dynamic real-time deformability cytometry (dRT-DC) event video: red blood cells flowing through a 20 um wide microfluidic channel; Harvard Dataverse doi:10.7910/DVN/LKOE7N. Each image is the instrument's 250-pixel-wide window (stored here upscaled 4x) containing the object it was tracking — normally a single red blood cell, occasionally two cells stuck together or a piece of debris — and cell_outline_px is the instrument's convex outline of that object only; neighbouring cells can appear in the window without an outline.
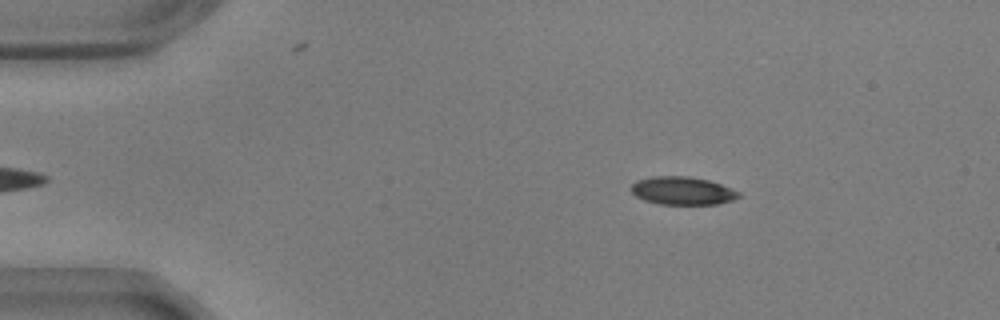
{"species": "common noctule bat (a hibernating species)", "species_latin": "Nyctalus noctula", "temperature_condition": "warm", "stored_images_in_passage": 50, "camera_frame_rate_fps": 3000, "um_per_image_px": 0.085, "animal": {"sex": "male", "body_mass_g": 17.9, "forearm_length_mm": 54.2}, "frame": {"image": 1, "passage_image": 4, "time_ms": 1.0, "image_size_px": [1000, 320], "cell_outline_px": [[740, 196], [732, 200], [716, 204], [660, 204], [644, 200], [636, 196], [632, 192], [632, 184], [636, 180], [652, 176], [688, 176], [708, 180], [720, 184], [740, 192]], "centroid_in_image_um": [57.99, 16.21], "position_along_channel_um": 27.0, "area_um2": 17.46}}
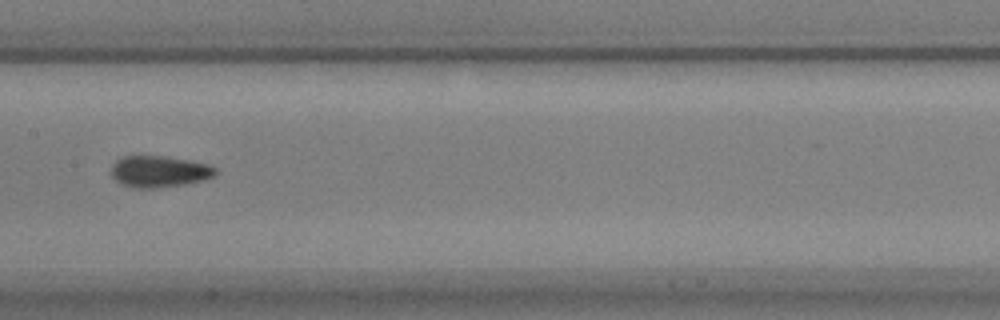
{"frame": {"image": 2, "passage_image": 23, "time_ms": 7.333, "image_size_px": [1000, 320], "cell_outline_px": [[216, 176], [204, 180], [160, 188], [132, 188], [120, 184], [112, 176], [112, 164], [116, 160], [124, 156], [168, 156], [192, 160], [208, 164], [216, 168]], "centroid_in_image_um": [13.55, 14.58], "position_along_channel_um": 193.9, "area_um2": 19.36}}
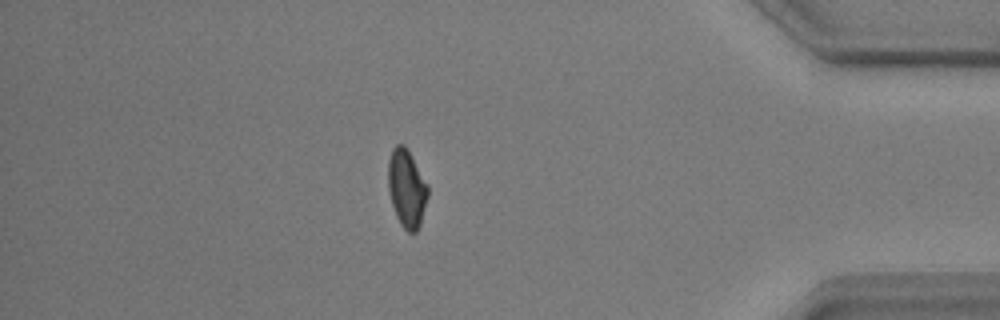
{"frame": {"image": 3, "passage_image": 43, "time_ms": 14.0, "image_size_px": [1000, 320], "cell_outline_px": [[428, 196], [420, 224], [416, 232], [408, 232], [400, 224], [396, 216], [392, 204], [388, 188], [388, 160], [392, 148], [396, 144], [404, 144], [428, 184]], "centroid_in_image_um": [34.56, 16.0], "position_along_channel_um": 400.6, "area_um2": 17.98}, "authors_computed_cell_mechanics": {"area_um2": 18.3226, "velocity_mm_per_s": 3.6486, "shape_relaxation_time_tau1_ms": null, "shape_relaxation_time_tau2_ms": 1.9763, "deformation_change_tau1": null, "deformation_change_tau2": 0.0705}}